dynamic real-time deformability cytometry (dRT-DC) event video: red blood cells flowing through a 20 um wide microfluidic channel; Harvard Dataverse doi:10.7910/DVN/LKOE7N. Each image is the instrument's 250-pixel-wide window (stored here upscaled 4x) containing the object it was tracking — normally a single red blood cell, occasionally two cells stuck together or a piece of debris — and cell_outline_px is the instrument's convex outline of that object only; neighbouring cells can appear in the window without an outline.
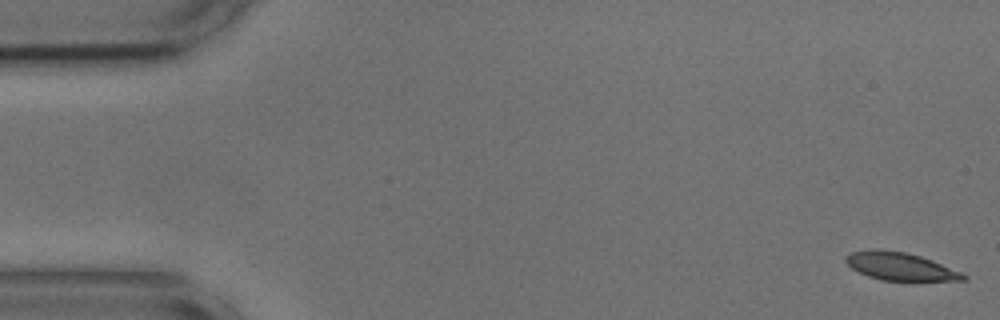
{"species": "common noctule bat (a hibernating species)", "species_latin": "Nyctalus noctula", "temperature_condition": "cold", "stored_images_in_passage": 15, "camera_frame_rate_fps": 3000, "um_per_image_px": 0.085, "animal": {"sex": "male", "body_mass_g": 17.9, "forearm_length_mm": 54.2}, "frame": {"image": 1, "passage_image": 1, "time_ms": 0.0, "image_size_px": [1000, 320], "cell_outline_px": [[968, 276], [964, 280], [880, 280], [868, 276], [852, 268], [844, 260], [844, 256], [852, 252], [876, 248], [880, 248], [908, 252], [932, 260], [960, 272]], "centroid_in_image_um": [76.47, 22.61], "position_along_channel_um": 8.5, "area_um2": 18.96}}
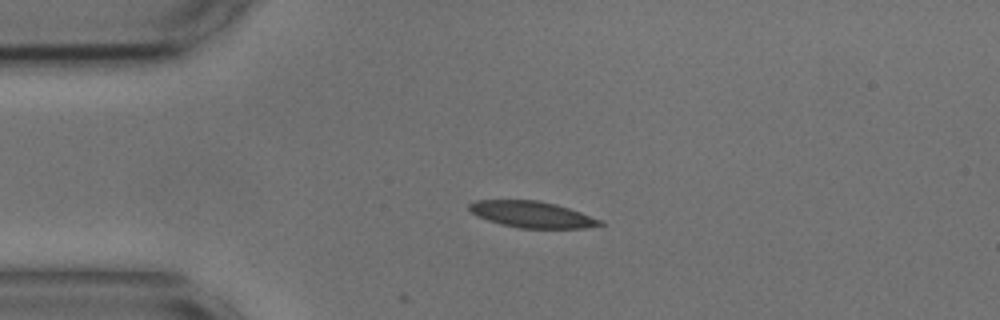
{"frame": {"image": 2, "passage_image": 12, "time_ms": 3.667, "image_size_px": [1000, 320], "cell_outline_px": [[604, 224], [588, 228], [520, 228], [488, 220], [472, 212], [468, 208], [468, 204], [476, 200], [536, 200], [556, 204], [604, 220]], "centroid_in_image_um": [45.27, 18.22], "position_along_channel_um": 39.7, "area_um2": 19.88}}